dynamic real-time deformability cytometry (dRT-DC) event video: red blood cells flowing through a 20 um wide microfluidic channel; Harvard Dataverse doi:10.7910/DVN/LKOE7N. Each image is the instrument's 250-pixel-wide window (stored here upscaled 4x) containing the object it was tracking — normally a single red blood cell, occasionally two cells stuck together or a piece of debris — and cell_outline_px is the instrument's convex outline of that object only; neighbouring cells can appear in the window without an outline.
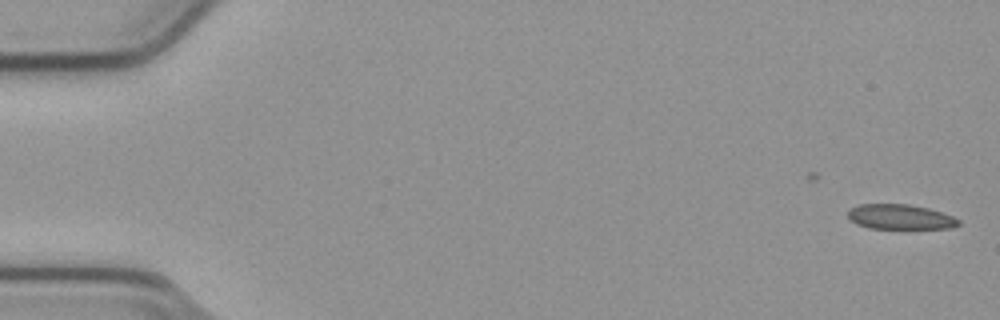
{"species": "common noctule bat (a hibernating species)", "species_latin": "Nyctalus noctula", "temperature_condition": "cold", "stored_images_in_passage": 29, "camera_frame_rate_fps": 3000, "um_per_image_px": 0.085, "animal": {"sex": "male", "body_mass_g": 23.1, "forearm_length_mm": 52.7}, "frame": {"image": 1, "passage_image": 1, "time_ms": 0.0, "image_size_px": [1000, 320], "cell_outline_px": [[960, 224], [952, 228], [868, 228], [856, 224], [848, 216], [848, 208], [860, 204], [908, 204], [928, 208], [952, 216], [960, 220]], "centroid_in_image_um": [76.49, 18.43], "position_along_channel_um": 8.5, "area_um2": 16.01}}
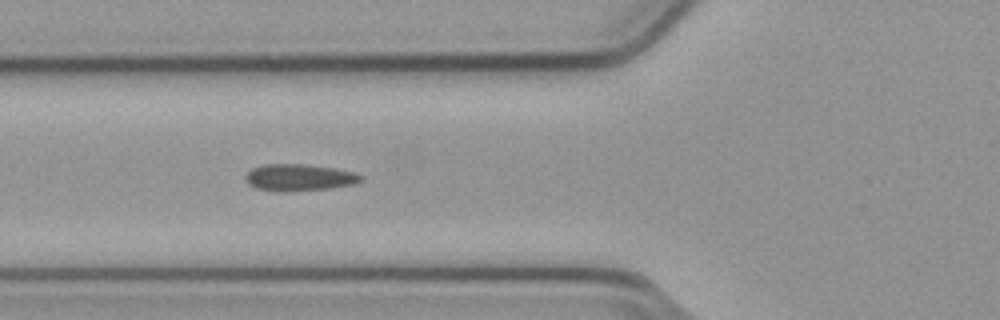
{"frame": {"image": 2, "passage_image": 20, "time_ms": 6.333, "image_size_px": [1000, 320], "cell_outline_px": [[360, 180], [352, 184], [328, 188], [284, 192], [276, 192], [256, 188], [248, 184], [244, 180], [244, 176], [252, 168], [264, 164], [304, 164], [336, 168], [352, 172], [360, 176]], "centroid_in_image_um": [25.32, 15.09], "position_along_channel_um": 100.5, "area_um2": 17.92}}
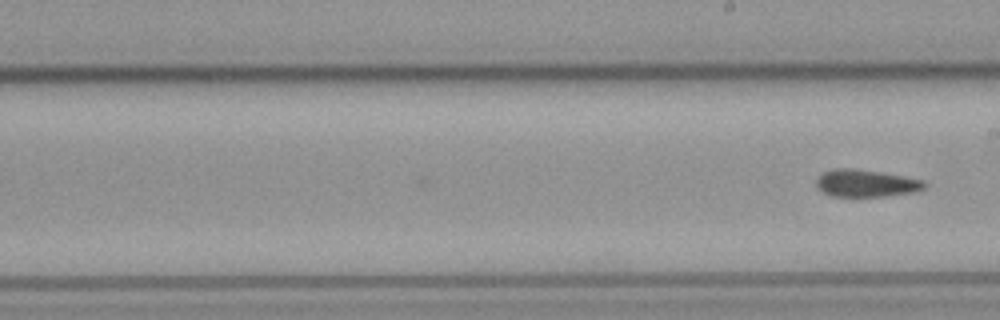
{"frame": {"image": 3, "passage_image": 29, "time_ms": 9.333, "image_size_px": [1000, 320], "cell_outline_px": [[928, 184], [924, 188], [912, 192], [884, 196], [832, 196], [824, 192], [816, 184], [816, 180], [824, 172], [832, 168], [852, 168], [880, 172], [904, 176], [924, 180]], "centroid_in_image_um": [73.63, 15.56], "position_along_channel_um": 215.4, "area_um2": 16.99}}